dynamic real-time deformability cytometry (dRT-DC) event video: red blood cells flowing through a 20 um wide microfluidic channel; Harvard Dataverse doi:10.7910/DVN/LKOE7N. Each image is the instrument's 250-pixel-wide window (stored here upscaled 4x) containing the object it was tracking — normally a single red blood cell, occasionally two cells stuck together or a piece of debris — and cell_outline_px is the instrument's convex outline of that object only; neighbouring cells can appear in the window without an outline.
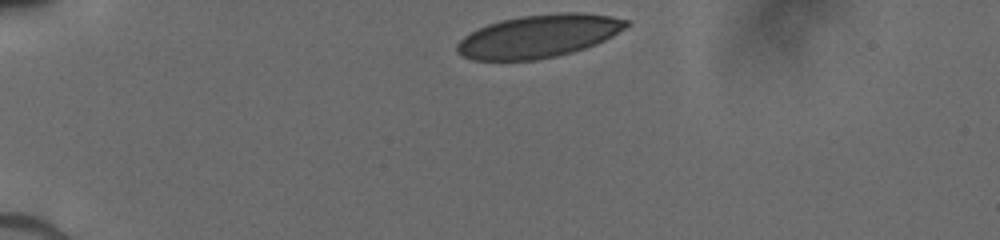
{"species": "human", "species_latin": "Homo sapiens", "temperature_condition": "cold", "stored_images_in_passage": 16, "camera_frame_rate_fps": 3000, "um_per_image_px": 0.085, "donor": {"sex": "male"}, "frame": {"image": 1, "passage_image": 1, "time_ms": 0.0, "image_size_px": [1000, 240], "cell_outline_px": [[632, 24], [612, 36], [596, 44], [572, 52], [556, 56], [536, 60], [472, 60], [456, 52], [456, 44], [464, 36], [488, 24], [500, 20], [520, 16], [560, 12], [580, 12], [612, 16], [628, 20]], "centroid_in_image_um": [45.81, 3.06], "position_along_channel_um": 39.2, "area_um2": 42.37}}
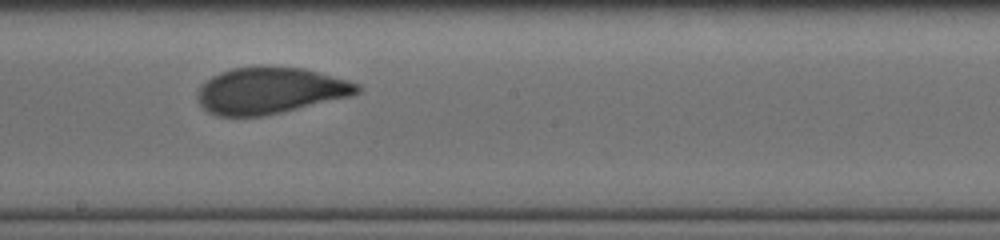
{"frame": {"image": 2, "passage_image": 10, "time_ms": 6.0, "image_size_px": [1000, 240], "cell_outline_px": [[360, 92], [352, 96], [280, 112], [260, 116], [216, 116], [208, 112], [200, 104], [196, 96], [196, 92], [200, 84], [212, 76], [220, 72], [232, 68], [260, 64], [304, 68], [348, 80], [360, 84]], "centroid_in_image_um": [22.92, 7.67], "position_along_channel_um": 225.3, "area_um2": 43.81}}
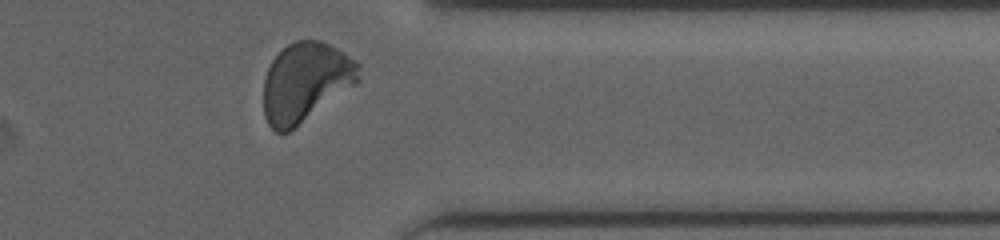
{"frame": {"image": 3, "passage_image": 16, "time_ms": 10.0, "image_size_px": [1000, 240], "cell_outline_px": [[360, 80], [288, 132], [276, 132], [268, 124], [264, 116], [264, 80], [268, 68], [272, 60], [288, 44], [296, 40], [320, 40], [328, 44], [356, 60], [360, 64]], "centroid_in_image_um": [25.96, 6.96], "position_along_channel_um": 385.4, "area_um2": 43.35}}